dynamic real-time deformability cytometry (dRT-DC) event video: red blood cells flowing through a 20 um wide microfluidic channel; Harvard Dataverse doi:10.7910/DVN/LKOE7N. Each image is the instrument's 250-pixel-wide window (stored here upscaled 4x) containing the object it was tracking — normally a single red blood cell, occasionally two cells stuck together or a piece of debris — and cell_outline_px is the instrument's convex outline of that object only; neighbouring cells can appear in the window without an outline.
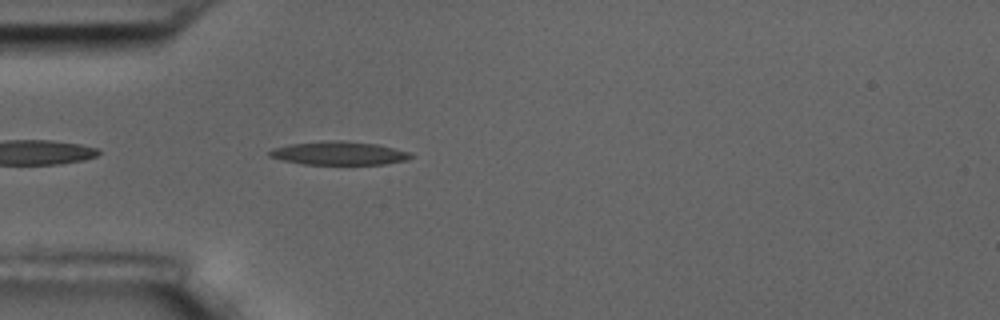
{"species": "common noctule bat (a hibernating species)", "species_latin": "Nyctalus noctula", "temperature_condition": "room temperature", "stored_images_in_passage": 24, "camera_frame_rate_fps": 3000, "um_per_image_px": 0.085, "animal": {"sex": "male", "body_mass_g": 17.5, "forearm_length_mm": 52.3}, "frame": {"image": 1, "passage_image": 3, "time_ms": 0.667, "image_size_px": [1000, 320], "cell_outline_px": [[412, 156], [408, 160], [384, 164], [304, 164], [284, 160], [268, 156], [268, 152], [272, 148], [288, 144], [320, 140], [344, 140], [376, 144], [412, 152]], "centroid_in_image_um": [28.8, 13.01], "position_along_channel_um": 56.2, "area_um2": 19.48}}
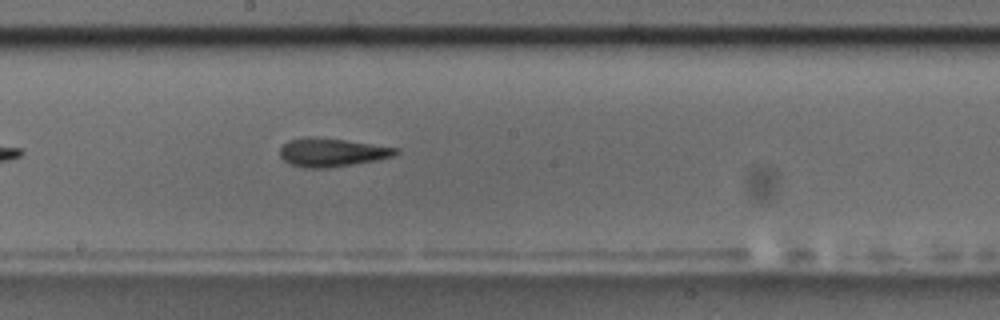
{"frame": {"image": 2, "passage_image": 17, "time_ms": 5.333, "image_size_px": [1000, 320], "cell_outline_px": [[400, 152], [392, 156], [376, 160], [328, 168], [304, 168], [292, 164], [284, 160], [280, 156], [280, 148], [288, 140], [308, 136], [312, 136], [344, 140], [400, 148]], "centroid_in_image_um": [28.2, 12.94], "position_along_channel_um": 220.0, "area_um2": 19.13}}
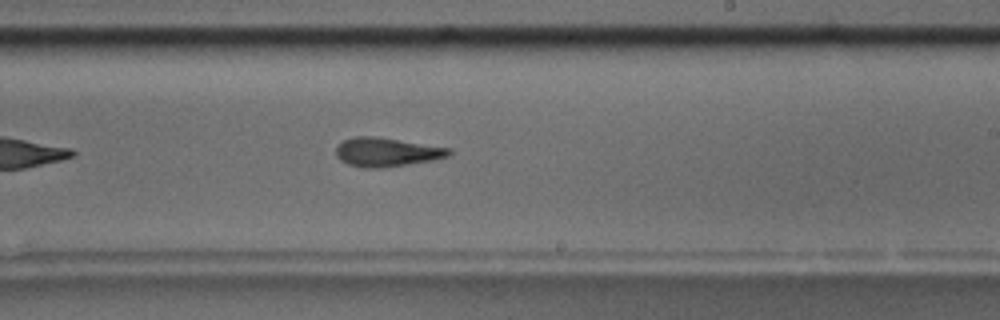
{"frame": {"image": 3, "passage_image": 20, "time_ms": 6.333, "image_size_px": [1000, 320], "cell_outline_px": [[452, 152], [448, 156], [432, 160], [384, 168], [364, 168], [348, 164], [340, 160], [336, 156], [336, 144], [352, 136], [372, 136], [452, 148]], "centroid_in_image_um": [32.83, 12.93], "position_along_channel_um": 256.2, "area_um2": 19.07}}